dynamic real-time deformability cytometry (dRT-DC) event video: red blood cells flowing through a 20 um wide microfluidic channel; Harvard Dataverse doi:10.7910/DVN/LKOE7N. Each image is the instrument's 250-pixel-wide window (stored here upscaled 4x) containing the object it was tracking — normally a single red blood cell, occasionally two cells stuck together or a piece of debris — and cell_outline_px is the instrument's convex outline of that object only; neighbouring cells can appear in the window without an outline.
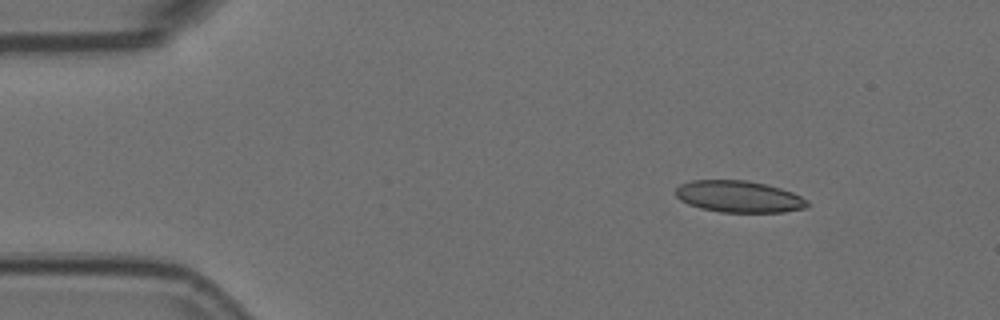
{"species": "Egyptian fruit bat (a non-hibernating species)", "species_latin": "Rousettus aegyptiacus", "temperature_condition": "room temperature", "stored_images_in_passage": 3, "camera_frame_rate_fps": 3000, "um_per_image_px": 0.085, "animal": {"sex": "female"}, "frame": {"image": 1, "passage_image": 1, "time_ms": 0.0, "image_size_px": [1000, 320], "cell_outline_px": [[808, 204], [804, 208], [784, 212], [720, 212], [700, 208], [688, 204], [680, 200], [676, 196], [676, 188], [680, 184], [692, 180], [744, 180], [764, 184], [780, 188], [792, 192], [808, 200]], "centroid_in_image_um": [62.78, 16.71], "position_along_channel_um": 22.2, "area_um2": 24.22}}
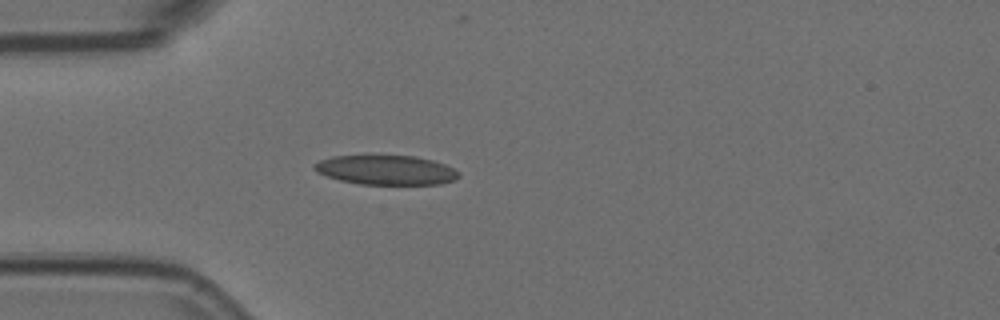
{"frame": {"image": 2, "passage_image": 3, "time_ms": 0.667, "image_size_px": [1000, 320], "cell_outline_px": [[460, 176], [456, 180], [440, 184], [360, 184], [340, 180], [316, 172], [312, 168], [312, 164], [320, 160], [332, 156], [416, 156], [432, 160], [444, 164], [460, 172]], "centroid_in_image_um": [32.82, 14.45], "position_along_channel_um": 52.2, "area_um2": 24.8}}